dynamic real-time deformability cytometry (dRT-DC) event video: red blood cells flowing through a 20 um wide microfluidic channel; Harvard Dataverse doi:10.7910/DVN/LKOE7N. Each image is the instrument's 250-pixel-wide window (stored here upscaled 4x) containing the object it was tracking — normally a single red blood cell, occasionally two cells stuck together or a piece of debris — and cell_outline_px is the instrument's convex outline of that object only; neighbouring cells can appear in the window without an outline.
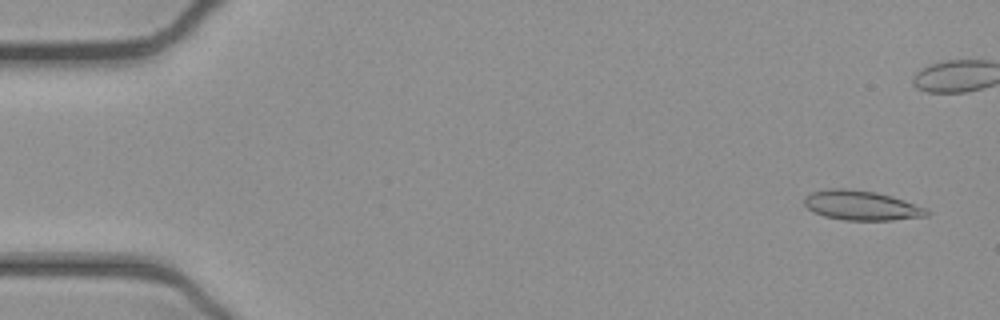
{"species": "common noctule bat (a hibernating species)", "species_latin": "Nyctalus noctula", "temperature_condition": "cold", "stored_images_in_passage": 49, "camera_frame_rate_fps": 3000, "um_per_image_px": 0.085, "animal": {"sex": "female", "body_mass_g": 21.9}, "frame": {"image": 1, "passage_image": 3, "time_ms": 0.667, "image_size_px": [1000, 320], "cell_outline_px": [[932, 212], [928, 216], [892, 220], [844, 220], [824, 216], [812, 212], [804, 204], [804, 196], [812, 192], [832, 188], [844, 188], [876, 192], [892, 196], [904, 200], [924, 208]], "centroid_in_image_um": [73.21, 17.46], "position_along_channel_um": 11.8, "area_um2": 21.15}}
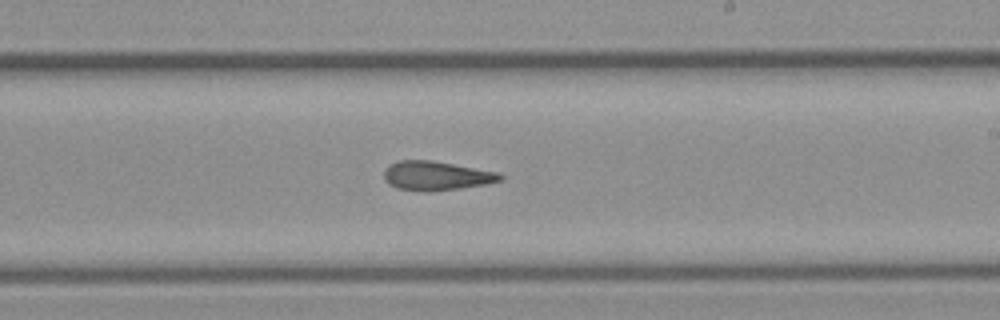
{"frame": {"image": 2, "passage_image": 31, "time_ms": 10.0, "image_size_px": [1000, 320], "cell_outline_px": [[504, 180], [488, 184], [432, 192], [424, 192], [396, 188], [388, 184], [384, 180], [384, 168], [388, 164], [400, 160], [432, 160], [500, 172], [504, 176]], "centroid_in_image_um": [37.09, 14.94], "position_along_channel_um": 251.9, "area_um2": 20.23}}
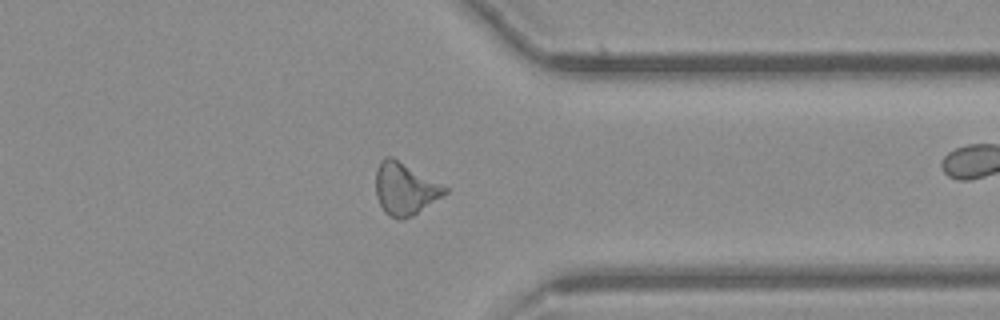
{"frame": {"image": 3, "passage_image": 41, "time_ms": 13.333, "image_size_px": [1000, 320], "cell_outline_px": [[448, 192], [412, 216], [404, 220], [396, 220], [384, 212], [376, 196], [376, 168], [380, 160], [384, 156], [392, 156], [448, 188]], "centroid_in_image_um": [34.38, 16.05], "position_along_channel_um": 377.0, "area_um2": 20.98}}